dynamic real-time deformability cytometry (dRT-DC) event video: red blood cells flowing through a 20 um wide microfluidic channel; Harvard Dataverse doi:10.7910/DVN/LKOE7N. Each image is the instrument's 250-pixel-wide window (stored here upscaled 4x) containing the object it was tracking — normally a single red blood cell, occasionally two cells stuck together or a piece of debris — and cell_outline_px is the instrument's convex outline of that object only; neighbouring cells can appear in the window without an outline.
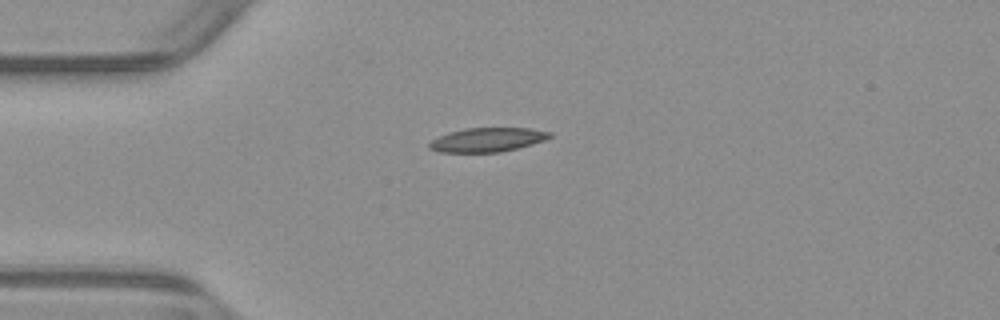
{"species": "common noctule bat (a hibernating species)", "species_latin": "Nyctalus noctula", "temperature_condition": "warm", "stored_images_in_passage": 40, "camera_frame_rate_fps": 3000, "um_per_image_px": 0.085, "animal": {"sex": "male", "body_mass_g": 23.1, "forearm_length_mm": 52.7}, "frame": {"image": 1, "passage_image": 1, "time_ms": 0.0, "image_size_px": [1000, 320], "cell_outline_px": [[552, 136], [544, 140], [516, 148], [500, 152], [440, 152], [428, 148], [428, 144], [432, 140], [448, 132], [464, 128], [528, 128], [552, 132]], "centroid_in_image_um": [41.4, 11.87], "position_along_channel_um": 43.6, "area_um2": 16.76}}
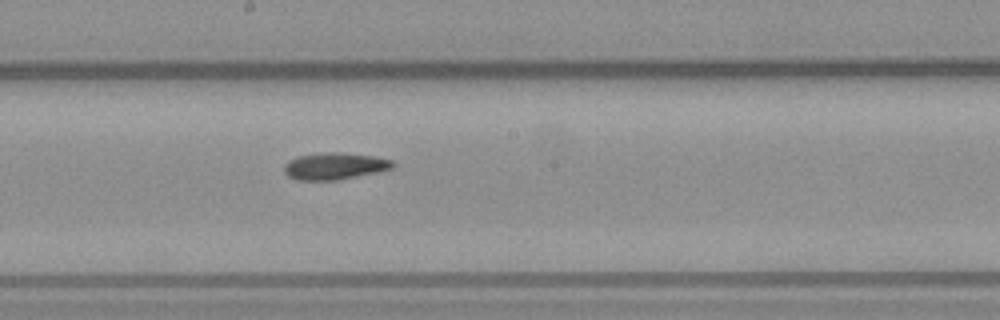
{"frame": {"image": 2, "passage_image": 16, "time_ms": 5.0, "image_size_px": [1000, 320], "cell_outline_px": [[396, 164], [392, 168], [376, 172], [336, 180], [296, 180], [288, 176], [284, 172], [284, 164], [288, 160], [296, 156], [328, 152], [340, 152], [372, 156], [392, 160]], "centroid_in_image_um": [28.4, 14.11], "position_along_channel_um": 219.8, "area_um2": 16.94}}
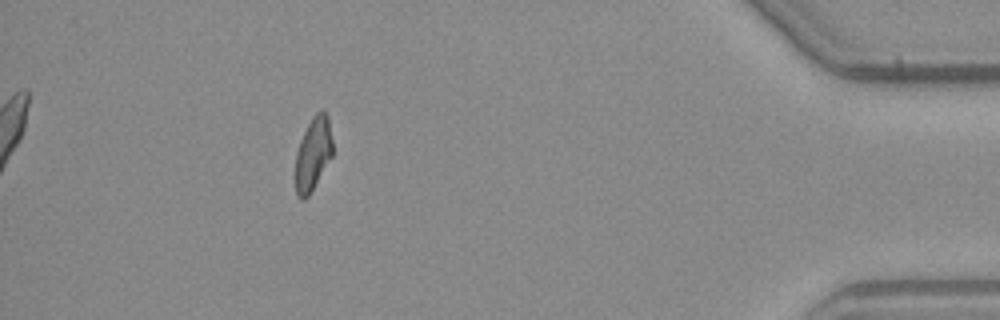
{"frame": {"image": 3, "passage_image": 35, "time_ms": 11.333, "image_size_px": [1000, 320], "cell_outline_px": [[332, 156], [308, 196], [304, 200], [300, 200], [296, 196], [296, 152], [300, 140], [312, 116], [316, 112], [324, 108], [328, 116], [332, 140]], "centroid_in_image_um": [26.61, 13.05], "position_along_channel_um": 408.6, "area_um2": 15.84}, "authors_computed_cell_mechanics": {"area_um2": 16.6464, "velocity_mm_per_s": 3.9209, "shape_relaxation_time_tau1_ms": 9.4269, "shape_relaxation_time_tau2_ms": null, "deformation_change_tau1": 0.2078, "deformation_change_tau2": null}}